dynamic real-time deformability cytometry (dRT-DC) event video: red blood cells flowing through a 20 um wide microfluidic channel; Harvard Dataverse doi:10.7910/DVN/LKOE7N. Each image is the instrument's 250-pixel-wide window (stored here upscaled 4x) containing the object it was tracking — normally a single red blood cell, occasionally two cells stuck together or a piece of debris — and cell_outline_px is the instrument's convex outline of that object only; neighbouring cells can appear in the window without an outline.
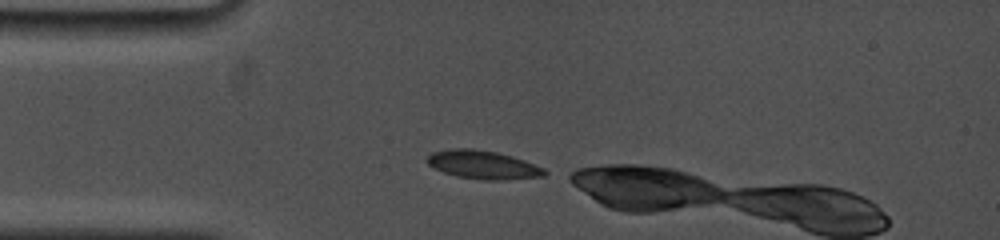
{"species": "common noctule bat (a hibernating species)", "species_latin": "Nyctalus noctula", "temperature_condition": "cold", "stored_images_in_passage": 8, "camera_frame_rate_fps": 5000, "um_per_image_px": 0.085, "animal": {"sex": "female", "body_mass_g": 19.0, "forearm_length_mm": 53.3}, "frame": {"image": 1, "passage_image": 1, "time_ms": 0.0, "image_size_px": [1000, 240], "cell_outline_px": [[548, 172], [544, 176], [500, 180], [484, 180], [456, 176], [444, 172], [428, 164], [428, 156], [432, 152], [452, 148], [472, 148], [496, 152], [512, 156], [524, 160], [544, 168]], "centroid_in_image_um": [41.07, 14.0], "position_along_channel_um": 43.9, "area_um2": 19.31}}
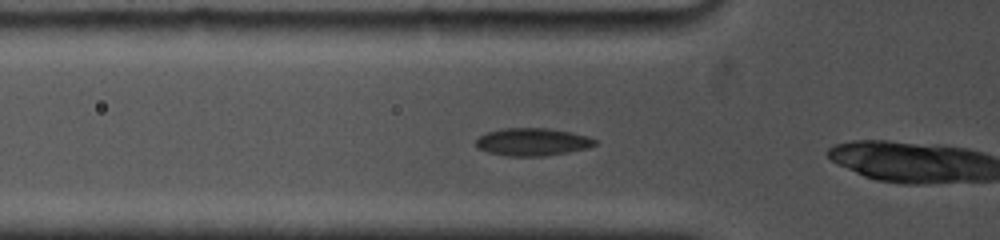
{"frame": {"image": 2, "passage_image": 3, "time_ms": 1.4, "image_size_px": [1000, 240], "cell_outline_px": [[596, 144], [588, 148], [568, 152], [544, 156], [508, 156], [488, 152], [480, 148], [476, 144], [476, 140], [480, 136], [488, 132], [504, 128], [548, 128], [572, 132], [588, 136], [596, 140]], "centroid_in_image_um": [45.29, 12.06], "position_along_channel_um": 80.5, "area_um2": 19.07}}